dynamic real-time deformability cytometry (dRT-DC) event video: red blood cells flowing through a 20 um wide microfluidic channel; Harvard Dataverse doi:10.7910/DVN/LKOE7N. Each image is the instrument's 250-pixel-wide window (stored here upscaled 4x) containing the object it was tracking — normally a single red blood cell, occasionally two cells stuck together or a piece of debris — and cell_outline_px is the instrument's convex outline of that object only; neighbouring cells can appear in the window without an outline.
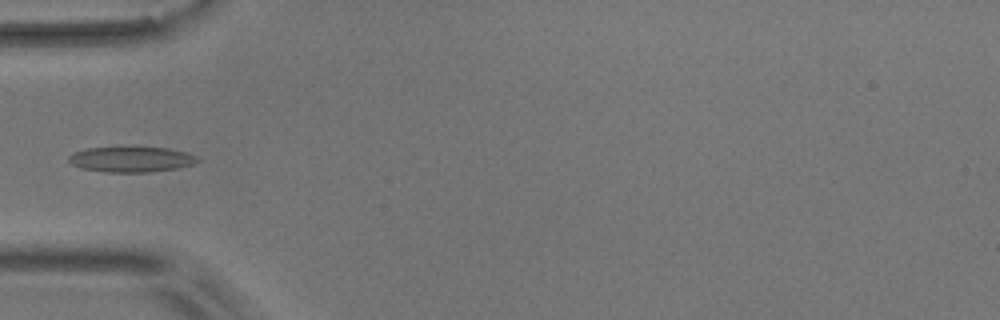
{"species": "common noctule bat (a hibernating species)", "species_latin": "Nyctalus noctula", "temperature_condition": "room temperature", "stored_images_in_passage": 6, "camera_frame_rate_fps": 3000, "um_per_image_px": 0.085, "animal": {"sex": "male", "body_mass_g": 17.9}, "frame": {"image": 1, "passage_image": 3, "time_ms": 3.333, "image_size_px": [1000, 320], "cell_outline_px": [[200, 160], [192, 164], [180, 168], [148, 172], [104, 172], [80, 168], [72, 164], [68, 160], [68, 156], [72, 152], [84, 148], [168, 148], [184, 152], [196, 156]], "centroid_in_image_um": [11.11, 13.56], "position_along_channel_um": 73.9, "area_um2": 18.96}}
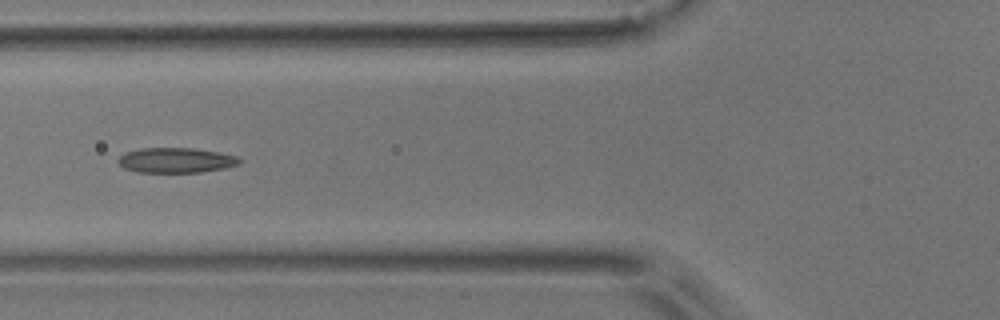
{"frame": {"image": 2, "passage_image": 4, "time_ms": 4.333, "image_size_px": [1000, 320], "cell_outline_px": [[244, 160], [240, 164], [224, 168], [200, 172], [136, 172], [124, 168], [116, 160], [124, 152], [140, 148], [192, 148], [216, 152], [236, 156]], "centroid_in_image_um": [14.94, 13.62], "position_along_channel_um": 110.9, "area_um2": 17.74}}
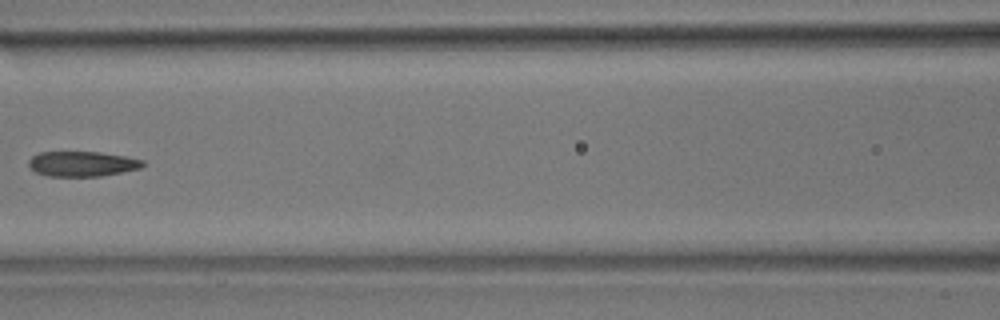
{"frame": {"image": 3, "passage_image": 5, "time_ms": 5.667, "image_size_px": [1000, 320], "cell_outline_px": [[144, 164], [140, 168], [100, 176], [48, 176], [36, 172], [28, 164], [28, 160], [32, 156], [40, 152], [100, 152], [124, 156], [144, 160]], "centroid_in_image_um": [6.96, 13.92], "position_along_channel_um": 159.6, "area_um2": 16.53}}